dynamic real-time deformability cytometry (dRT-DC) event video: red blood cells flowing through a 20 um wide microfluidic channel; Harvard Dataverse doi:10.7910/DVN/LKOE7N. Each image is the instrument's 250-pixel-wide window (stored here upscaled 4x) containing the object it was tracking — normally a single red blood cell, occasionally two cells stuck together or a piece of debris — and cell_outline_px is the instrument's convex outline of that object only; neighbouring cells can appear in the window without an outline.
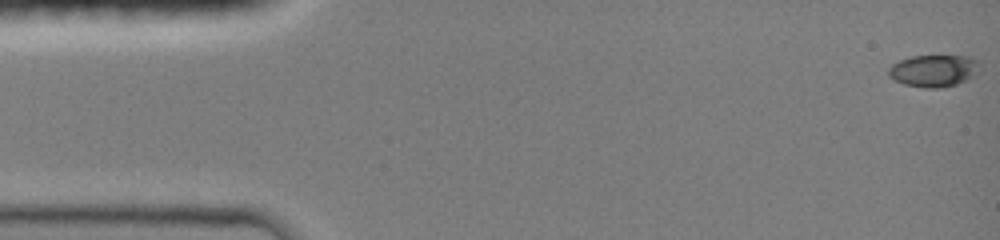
{"species": "common noctule bat (a hibernating species)", "species_latin": "Nyctalus noctula", "temperature_condition": "room temperature", "stored_images_in_passage": 49, "camera_frame_rate_fps": 3000, "um_per_image_px": 0.085, "animal": {"sex": "female", "body_mass_g": 19.0, "forearm_length_mm": 51.5}, "frame": {"image": 1, "passage_image": 1, "time_ms": 0.0, "image_size_px": [1000, 240], "cell_outline_px": [[980, 72], [956, 84], [940, 88], [924, 88], [904, 84], [888, 76], [888, 68], [892, 64], [900, 60], [912, 56], [968, 56], [976, 60], [980, 64]], "centroid_in_image_um": [79.37, 6.01], "position_along_channel_um": 5.6, "area_um2": 16.99}}
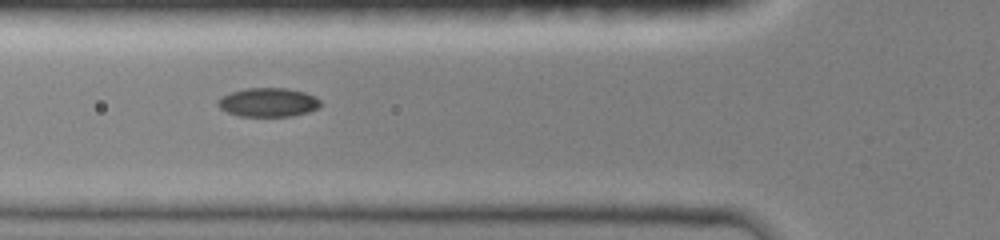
{"frame": {"image": 2, "passage_image": 34, "time_ms": 5.333, "image_size_px": [1000, 240], "cell_outline_px": [[320, 104], [316, 108], [308, 112], [292, 116], [240, 116], [228, 112], [220, 108], [216, 104], [216, 100], [232, 92], [248, 88], [284, 88], [304, 92], [316, 96], [320, 100]], "centroid_in_image_um": [22.79, 8.7], "position_along_channel_um": 103.0, "area_um2": 17.11}}
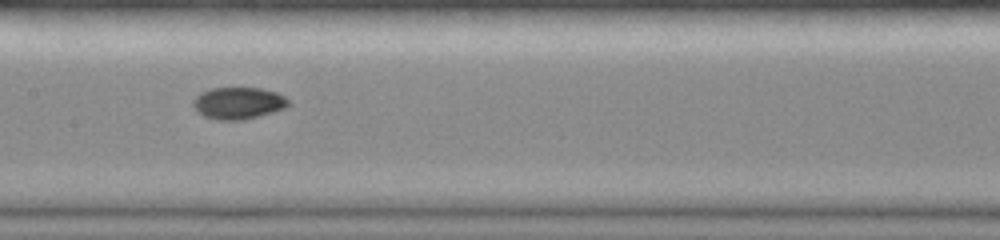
{"frame": {"image": 3, "passage_image": 48, "time_ms": 7.333, "image_size_px": [1000, 240], "cell_outline_px": [[288, 104], [284, 108], [272, 112], [244, 120], [220, 120], [204, 116], [192, 104], [192, 100], [200, 92], [212, 88], [260, 88], [276, 92], [284, 96], [288, 100]], "centroid_in_image_um": [20.24, 8.76], "position_along_channel_um": 187.2, "area_um2": 17.51}}